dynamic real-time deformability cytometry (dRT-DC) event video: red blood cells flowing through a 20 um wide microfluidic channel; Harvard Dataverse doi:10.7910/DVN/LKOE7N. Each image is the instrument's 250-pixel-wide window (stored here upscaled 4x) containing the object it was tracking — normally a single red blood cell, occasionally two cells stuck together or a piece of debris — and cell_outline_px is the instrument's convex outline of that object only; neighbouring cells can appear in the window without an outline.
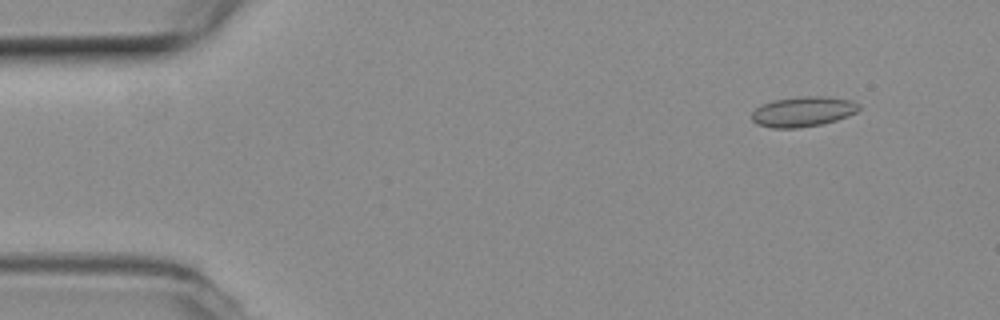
{"species": "common noctule bat (a hibernating species)", "species_latin": "Nyctalus noctula", "temperature_condition": "room temperature", "stored_images_in_passage": 54, "segment_of_instrument_passage": [1, 2], "camera_frame_rate_fps": 3000, "um_per_image_px": 0.085, "animal": {"sex": "female", "body_mass_g": 19.3, "forearm_length_mm": 54.1}, "frame": {"image": 1, "passage_image": 5, "time_ms": 1.333, "image_size_px": [1000, 320], "cell_outline_px": [[860, 108], [856, 112], [848, 116], [836, 120], [820, 124], [796, 128], [772, 128], [756, 124], [752, 120], [752, 112], [760, 104], [772, 100], [804, 96], [820, 96], [852, 100], [860, 104]], "centroid_in_image_um": [68.23, 9.48], "position_along_channel_um": 16.8, "area_um2": 18.84}}
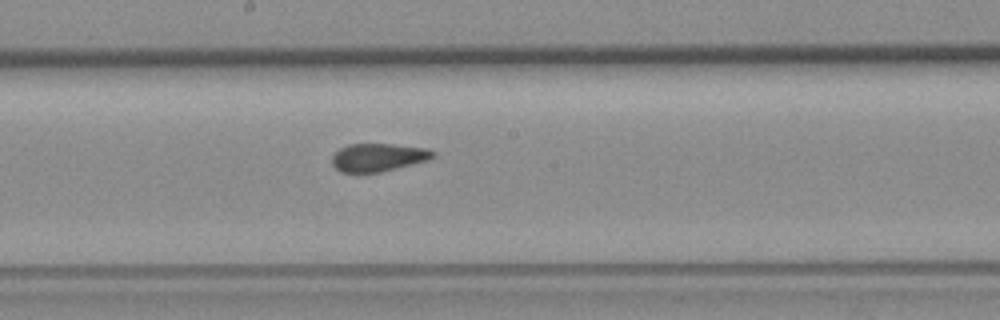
{"frame": {"image": 2, "passage_image": 28, "time_ms": 9.0, "image_size_px": [1000, 320], "cell_outline_px": [[436, 156], [428, 160], [380, 172], [340, 172], [332, 164], [332, 156], [340, 148], [348, 144], [392, 144], [428, 148], [436, 152]], "centroid_in_image_um": [32.17, 13.36], "position_along_channel_um": 216.0, "area_um2": 16.47}}
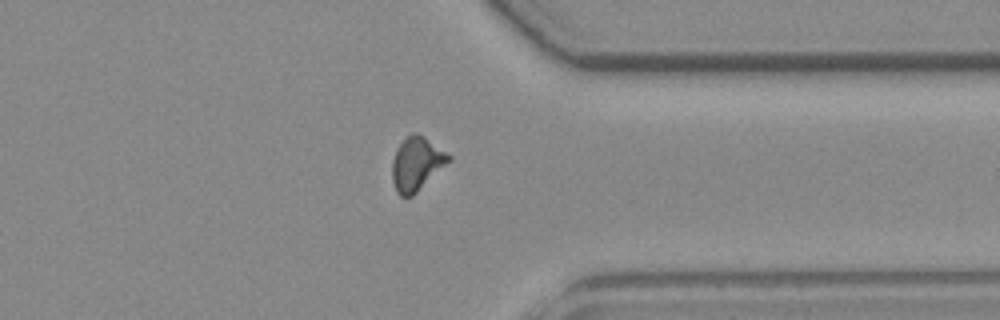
{"frame": {"image": 3, "passage_image": 41, "time_ms": 13.333, "image_size_px": [1000, 320], "cell_outline_px": [[452, 160], [412, 196], [400, 196], [396, 192], [392, 180], [392, 160], [396, 148], [412, 132], [416, 132], [424, 136], [452, 156]], "centroid_in_image_um": [35.41, 13.92], "position_along_channel_um": 376.0, "area_um2": 17.69}}